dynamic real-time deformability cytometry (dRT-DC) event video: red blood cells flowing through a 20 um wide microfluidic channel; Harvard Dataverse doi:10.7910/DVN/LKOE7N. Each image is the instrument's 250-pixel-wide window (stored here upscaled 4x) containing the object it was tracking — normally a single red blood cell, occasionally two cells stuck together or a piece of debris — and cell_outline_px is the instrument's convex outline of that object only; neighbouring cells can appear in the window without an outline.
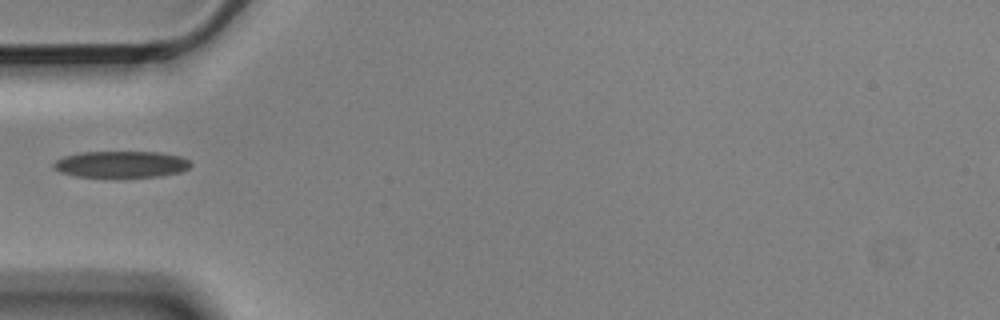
{"species": "Egyptian fruit bat (a non-hibernating species)", "species_latin": "Rousettus aegyptiacus", "temperature_condition": "cold", "stored_images_in_passage": 2, "camera_frame_rate_fps": 3000, "um_per_image_px": 0.085, "animal": {"sex": "male"}, "frame": {"image": 1, "passage_image": 2, "time_ms": 0.333, "image_size_px": [1000, 320], "cell_outline_px": [[192, 164], [188, 168], [180, 172], [156, 176], [76, 176], [60, 172], [52, 168], [52, 164], [56, 160], [64, 156], [84, 152], [160, 152], [180, 156], [188, 160]], "centroid_in_image_um": [10.28, 13.95], "position_along_channel_um": 74.7, "area_um2": 20.87}}